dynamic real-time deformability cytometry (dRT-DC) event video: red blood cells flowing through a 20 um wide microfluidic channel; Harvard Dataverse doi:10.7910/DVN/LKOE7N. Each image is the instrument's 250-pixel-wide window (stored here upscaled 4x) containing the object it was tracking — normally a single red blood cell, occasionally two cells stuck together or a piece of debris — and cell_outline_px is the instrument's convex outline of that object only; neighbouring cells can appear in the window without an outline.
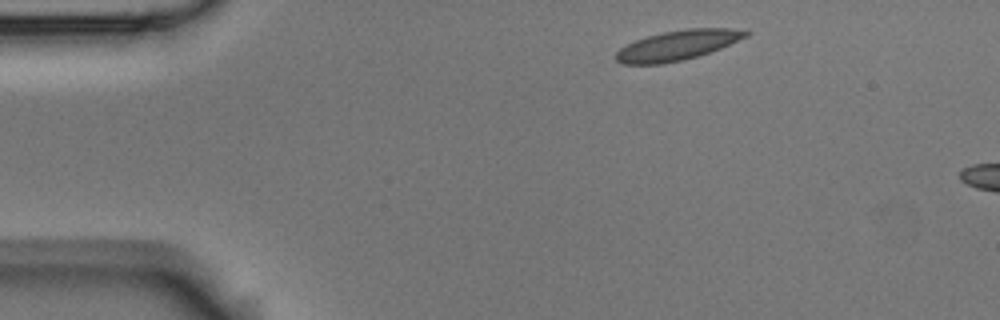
{"species": "Egyptian fruit bat (a non-hibernating species)", "species_latin": "Rousettus aegyptiacus", "temperature_condition": "room temperature", "stored_images_in_passage": 3, "camera_frame_rate_fps": 3000, "um_per_image_px": 0.085, "animal": {"sex": "male"}, "frame": {"image": 1, "passage_image": 1, "time_ms": 0.0, "image_size_px": [1000, 320], "cell_outline_px": [[752, 32], [748, 36], [720, 48], [684, 60], [664, 64], [620, 64], [616, 60], [616, 52], [620, 48], [636, 40], [648, 36], [664, 32], [688, 28], [732, 28]], "centroid_in_image_um": [57.59, 3.85], "position_along_channel_um": 27.4, "area_um2": 22.43}}